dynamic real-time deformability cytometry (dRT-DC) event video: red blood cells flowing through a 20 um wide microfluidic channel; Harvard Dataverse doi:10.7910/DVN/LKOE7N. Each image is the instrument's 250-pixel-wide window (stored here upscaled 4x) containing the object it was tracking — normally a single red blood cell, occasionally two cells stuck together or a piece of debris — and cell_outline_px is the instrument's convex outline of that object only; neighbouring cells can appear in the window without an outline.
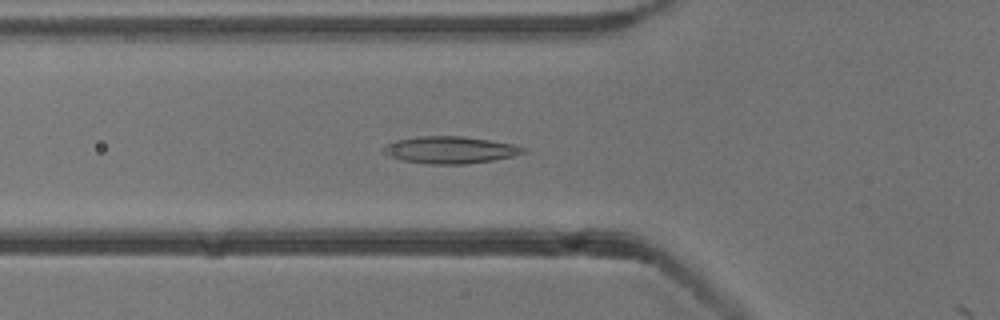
{"species": "common noctule bat (a hibernating species)", "species_latin": "Nyctalus noctula", "temperature_condition": "cold", "stored_images_in_passage": 19, "camera_frame_rate_fps": 3000, "um_per_image_px": 0.085, "animal": {"sex": "male", "body_mass_g": 13.3}, "frame": {"image": 1, "passage_image": 18, "time_ms": 5.667, "image_size_px": [1000, 320], "cell_outline_px": [[524, 152], [512, 156], [492, 160], [464, 164], [428, 164], [400, 160], [388, 156], [380, 152], [380, 148], [396, 140], [420, 136], [460, 136], [488, 140], [512, 144], [524, 148]], "centroid_in_image_um": [38.15, 12.75], "position_along_channel_um": 87.7, "area_um2": 21.91}}